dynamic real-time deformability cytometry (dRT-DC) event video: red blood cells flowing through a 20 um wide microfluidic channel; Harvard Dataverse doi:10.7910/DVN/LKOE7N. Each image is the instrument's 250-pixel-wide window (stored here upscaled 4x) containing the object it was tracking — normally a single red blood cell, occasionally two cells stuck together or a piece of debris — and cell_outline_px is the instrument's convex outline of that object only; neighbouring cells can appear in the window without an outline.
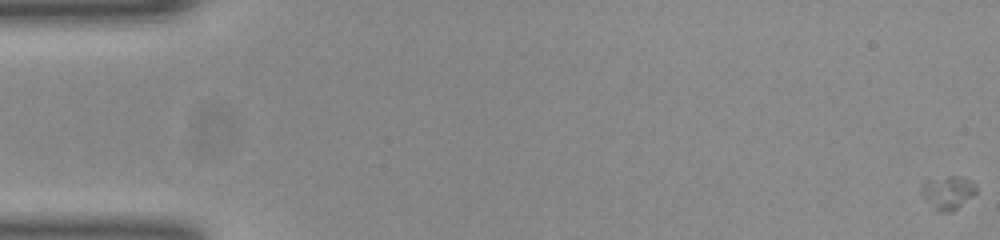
{"species": "common noctule bat (a hibernating species)", "species_latin": "Nyctalus noctula", "temperature_condition": "room temperature", "stored_images_in_passage": 56, "camera_frame_rate_fps": 3000, "um_per_image_px": 0.085, "animal": {"sex": "female", "body_mass_g": 23.0, "forearm_length_mm": 53.4}, "frame": {"image": 1, "passage_image": 1, "time_ms": 0.0, "image_size_px": [1000, 240], "cell_outline_px": [[976, 192], [972, 196], [956, 208], [948, 212], [940, 212], [920, 192], [920, 188], [924, 180], [948, 176], [956, 176], [968, 180], [976, 188]], "centroid_in_image_um": [80.53, 16.33], "position_along_channel_um": 4.5, "area_um2": 10.12}}